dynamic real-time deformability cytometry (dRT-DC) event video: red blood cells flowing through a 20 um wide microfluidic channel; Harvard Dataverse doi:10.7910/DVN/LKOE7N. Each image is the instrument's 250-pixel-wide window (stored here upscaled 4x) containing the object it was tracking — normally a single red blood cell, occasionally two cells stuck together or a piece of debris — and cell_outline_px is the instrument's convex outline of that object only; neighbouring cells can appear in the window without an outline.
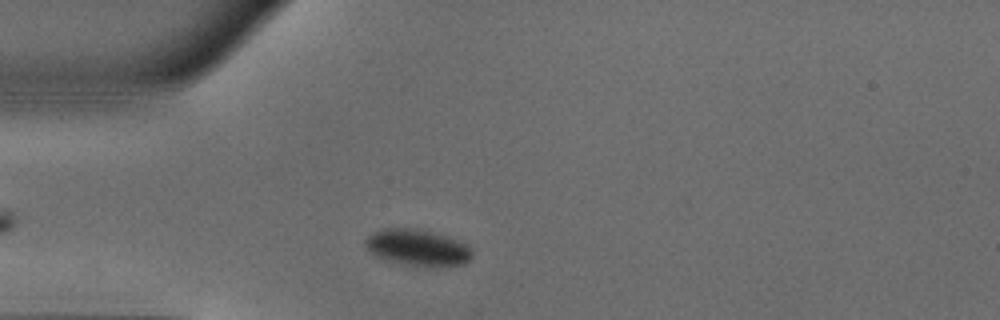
{"species": "common noctule bat (a hibernating species)", "species_latin": "Nyctalus noctula", "temperature_condition": "warm", "stored_images_in_passage": 34, "camera_frame_rate_fps": 3000, "um_per_image_px": 0.085, "animal": {"sex": "male", "body_mass_g": 18.8}, "frame": {"image": 1, "passage_image": 1, "time_ms": 0.0, "image_size_px": [1000, 320], "cell_outline_px": [[472, 256], [464, 264], [396, 264], [376, 256], [364, 244], [364, 240], [372, 232], [384, 228], [416, 228], [444, 236], [456, 240], [464, 244], [472, 252]], "centroid_in_image_um": [35.39, 21.01], "position_along_channel_um": 49.6, "area_um2": 21.79}}
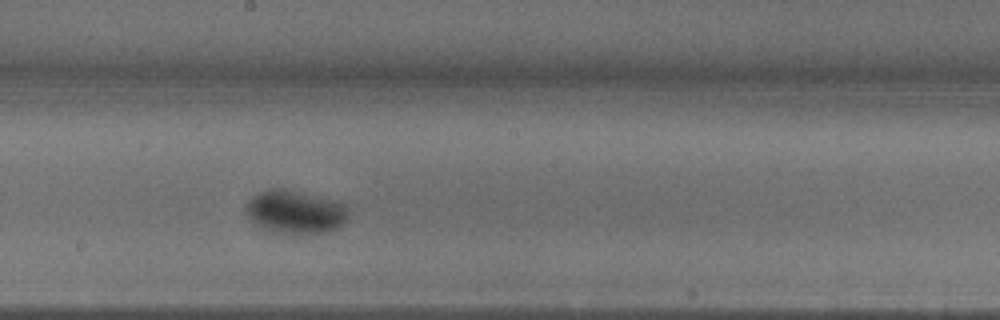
{"frame": {"image": 2, "passage_image": 15, "time_ms": 4.667, "image_size_px": [1000, 320], "cell_outline_px": [[348, 216], [336, 228], [328, 232], [292, 236], [276, 232], [264, 228], [256, 224], [244, 212], [244, 204], [252, 196], [260, 192], [272, 188], [280, 188], [344, 204], [348, 208]], "centroid_in_image_um": [25.03, 18.06], "position_along_channel_um": 223.2, "area_um2": 25.66}}
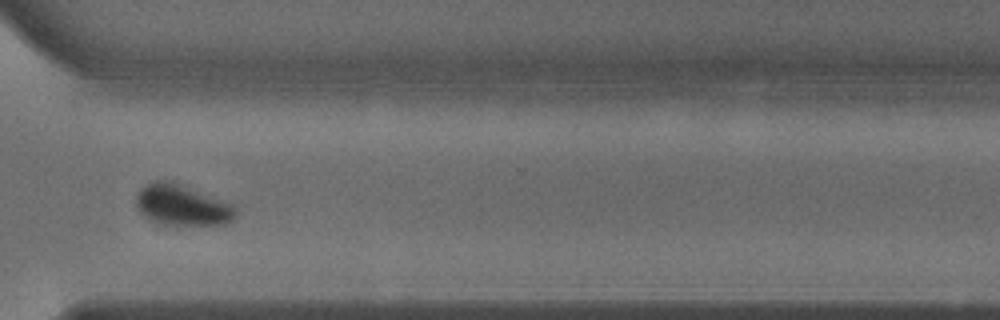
{"frame": {"image": 3, "passage_image": 25, "time_ms": 8.0, "image_size_px": [1000, 320], "cell_outline_px": [[236, 216], [232, 220], [224, 224], [176, 228], [160, 224], [148, 220], [136, 208], [136, 196], [140, 188], [156, 180], [160, 180], [232, 204], [236, 208]], "centroid_in_image_um": [15.43, 17.55], "position_along_channel_um": 355.2, "area_um2": 23.58}, "authors_computed_cell_mechanics": {"area_um2": 24.5939, "velocity_mm_per_s": 3.9616, "shape_relaxation_time_tau1_ms": 2.8764, "shape_relaxation_time_tau2_ms": null, "deformation_change_tau1": 0.0886, "deformation_change_tau2": null}}